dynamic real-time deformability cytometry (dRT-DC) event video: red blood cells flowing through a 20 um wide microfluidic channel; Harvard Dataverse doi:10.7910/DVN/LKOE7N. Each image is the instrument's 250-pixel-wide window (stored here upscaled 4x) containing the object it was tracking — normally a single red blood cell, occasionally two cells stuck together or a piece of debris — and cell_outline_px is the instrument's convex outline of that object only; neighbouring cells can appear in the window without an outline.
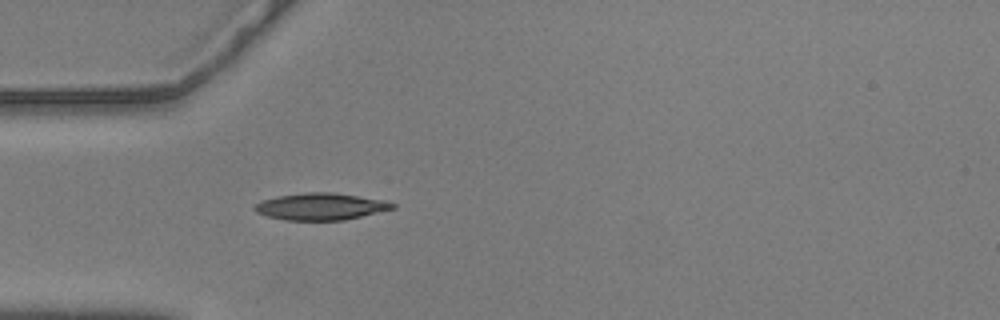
{"species": "common noctule bat (a hibernating species)", "species_latin": "Nyctalus noctula", "temperature_condition": "warm", "stored_images_in_passage": 35, "camera_frame_rate_fps": 3000, "um_per_image_px": 0.085, "animal": {"sex": "male", "body_mass_g": 20.5, "forearm_length_mm": 52.5}, "frame": {"image": 1, "passage_image": 1, "time_ms": 0.0, "image_size_px": [1000, 320], "cell_outline_px": [[396, 208], [344, 220], [284, 220], [268, 216], [256, 212], [252, 208], [256, 204], [264, 200], [276, 196], [304, 192], [332, 192], [384, 200], [396, 204]], "centroid_in_image_um": [27.26, 17.55], "position_along_channel_um": 57.7, "area_um2": 21.56}}
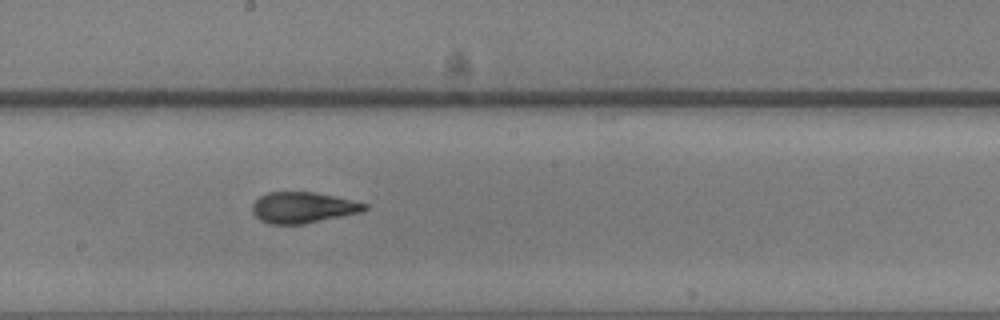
{"frame": {"image": 2, "passage_image": 15, "time_ms": 4.667, "image_size_px": [1000, 320], "cell_outline_px": [[368, 208], [360, 212], [304, 224], [268, 224], [260, 220], [252, 212], [252, 204], [260, 196], [268, 192], [312, 192], [336, 196], [368, 204]], "centroid_in_image_um": [25.73, 17.64], "position_along_channel_um": 222.5, "area_um2": 20.23}}
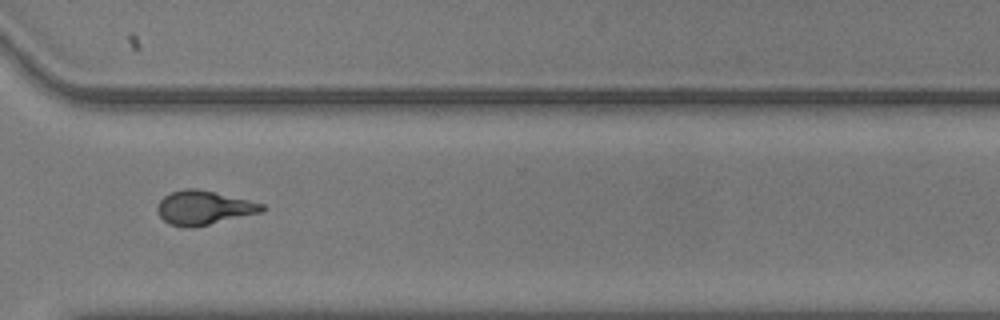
{"frame": {"image": 3, "passage_image": 26, "time_ms": 8.333, "image_size_px": [1000, 320], "cell_outline_px": [[268, 208], [260, 212], [192, 228], [184, 228], [168, 224], [160, 216], [156, 208], [160, 200], [164, 196], [172, 192], [184, 188], [196, 188], [248, 200], [264, 204]], "centroid_in_image_um": [17.28, 17.66], "position_along_channel_um": 353.3, "area_um2": 20.58}, "authors_computed_cell_mechanics": {"area_um2": 20.23, "velocity_mm_per_s": 3.5747, "shape_relaxation_time_tau1_ms": 3.6887, "shape_relaxation_time_tau2_ms": 1.9062, "deformation_change_tau1": 0.182, "deformation_change_tau2": 0.1016}}